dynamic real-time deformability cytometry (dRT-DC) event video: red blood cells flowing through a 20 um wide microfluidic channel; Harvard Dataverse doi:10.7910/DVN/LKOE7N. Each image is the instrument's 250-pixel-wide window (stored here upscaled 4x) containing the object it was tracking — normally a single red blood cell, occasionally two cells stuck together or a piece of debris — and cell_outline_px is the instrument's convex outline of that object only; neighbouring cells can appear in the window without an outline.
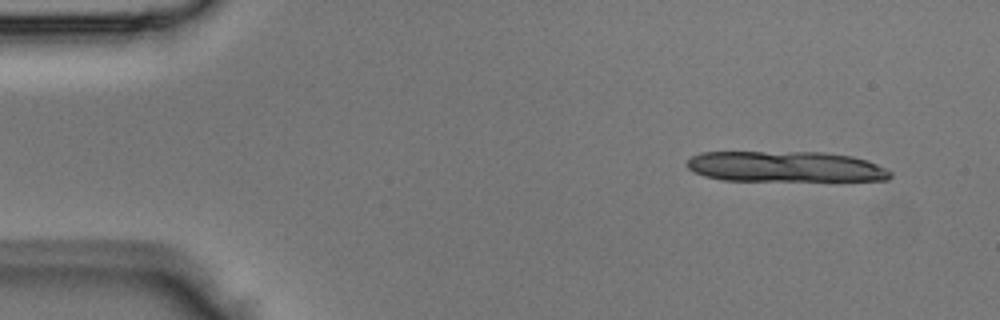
{"species": "Egyptian fruit bat (a non-hibernating species)", "species_latin": "Rousettus aegyptiacus", "temperature_condition": "room temperature", "stored_images_in_passage": 4, "camera_frame_rate_fps": 3000, "um_per_image_px": 0.085, "animal": {"sex": "male"}, "frame": {"image": 1, "passage_image": 1, "time_ms": 0.0, "image_size_px": [1000, 320], "cell_outline_px": [[892, 176], [888, 180], [720, 180], [704, 176], [688, 168], [688, 160], [692, 156], [700, 152], [824, 152], [852, 156], [868, 160], [892, 172]], "centroid_in_image_um": [66.77, 14.16], "position_along_channel_um": 18.2, "area_um2": 36.24}}
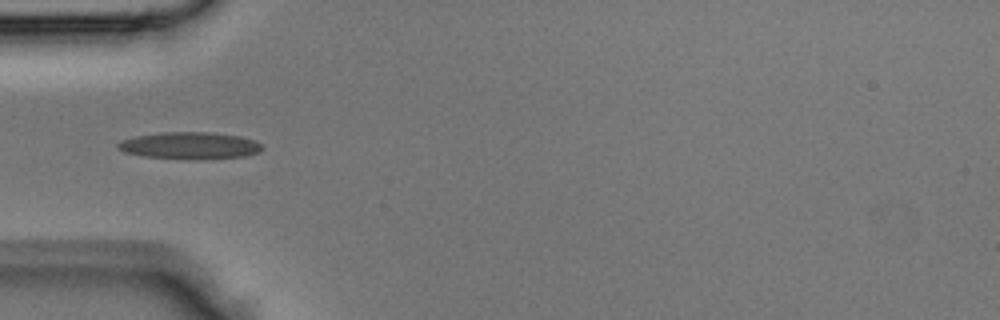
{"frame": {"image": 2, "passage_image": 4, "time_ms": 1.0, "image_size_px": [1000, 320], "cell_outline_px": [[264, 148], [260, 152], [244, 156], [196, 160], [144, 156], [124, 152], [116, 148], [116, 144], [120, 140], [136, 136], [164, 132], [212, 132], [240, 136], [256, 140]], "centroid_in_image_um": [16.14, 12.37], "position_along_channel_um": 68.9, "area_um2": 22.89}}